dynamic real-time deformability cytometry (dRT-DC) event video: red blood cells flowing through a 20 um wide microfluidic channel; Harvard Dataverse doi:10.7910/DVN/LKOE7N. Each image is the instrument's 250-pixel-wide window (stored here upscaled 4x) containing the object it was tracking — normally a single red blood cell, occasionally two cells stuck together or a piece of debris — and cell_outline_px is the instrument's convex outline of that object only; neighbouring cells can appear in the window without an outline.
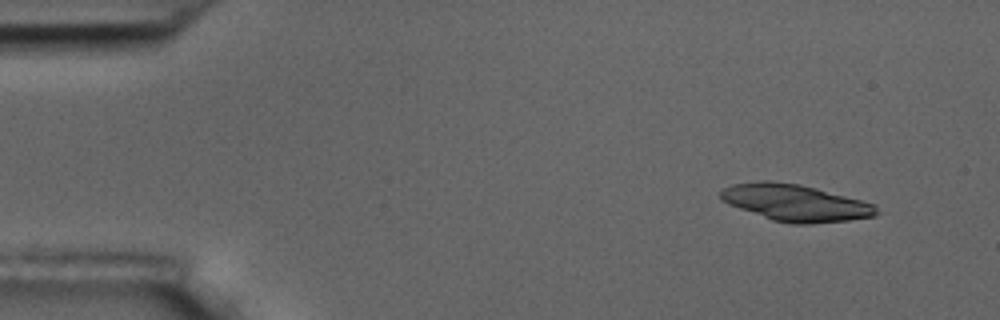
{"species": "common noctule bat (a hibernating species)", "species_latin": "Nyctalus noctula", "temperature_condition": "room temperature", "stored_images_in_passage": 4, "camera_frame_rate_fps": 3000, "um_per_image_px": 0.085, "animal": {"sex": "male", "body_mass_g": 17.5, "forearm_length_mm": 52.3}, "frame": {"image": 1, "passage_image": 1, "time_ms": 0.0, "image_size_px": [1000, 320], "cell_outline_px": [[876, 216], [848, 220], [808, 224], [792, 224], [772, 220], [728, 204], [720, 200], [720, 188], [732, 184], [760, 180], [772, 180], [800, 184], [816, 188], [876, 204]], "centroid_in_image_um": [67.55, 17.22], "position_along_channel_um": 17.5, "area_um2": 33.47}}